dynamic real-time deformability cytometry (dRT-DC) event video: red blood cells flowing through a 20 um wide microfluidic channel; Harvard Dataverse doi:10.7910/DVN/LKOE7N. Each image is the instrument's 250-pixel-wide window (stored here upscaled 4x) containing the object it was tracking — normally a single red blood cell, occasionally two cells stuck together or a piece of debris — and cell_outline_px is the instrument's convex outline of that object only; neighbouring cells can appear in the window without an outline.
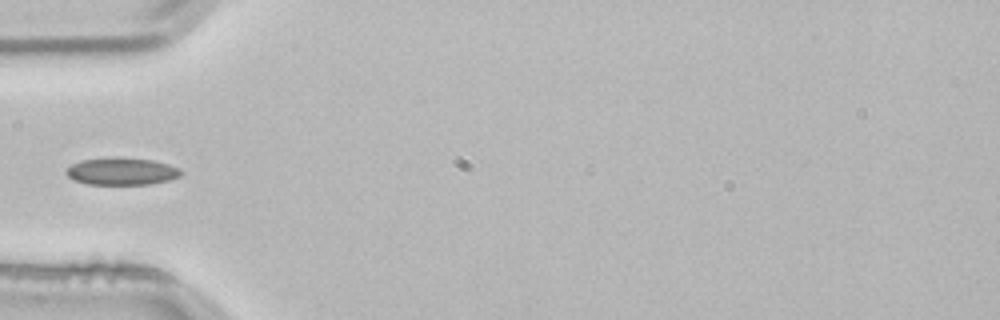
{"species": "common noctule bat (a hibernating species)", "species_latin": "Nyctalus noctula", "temperature_condition": "room temperature", "stored_images_in_passage": 3, "camera_frame_rate_fps": 3000, "um_per_image_px": 0.085, "animal": {"sex": "male", "body_mass_g": 21.5, "forearm_length_mm": 52.0}, "frame": {"image": 1, "passage_image": 3, "time_ms": 0.667, "image_size_px": [1000, 320], "cell_outline_px": [[184, 172], [180, 176], [168, 180], [148, 184], [88, 184], [76, 180], [68, 176], [64, 172], [72, 164], [80, 160], [112, 156], [120, 156], [152, 160], [168, 164], [180, 168]], "centroid_in_image_um": [10.35, 14.54], "position_along_channel_um": 74.6, "area_um2": 18.44}}